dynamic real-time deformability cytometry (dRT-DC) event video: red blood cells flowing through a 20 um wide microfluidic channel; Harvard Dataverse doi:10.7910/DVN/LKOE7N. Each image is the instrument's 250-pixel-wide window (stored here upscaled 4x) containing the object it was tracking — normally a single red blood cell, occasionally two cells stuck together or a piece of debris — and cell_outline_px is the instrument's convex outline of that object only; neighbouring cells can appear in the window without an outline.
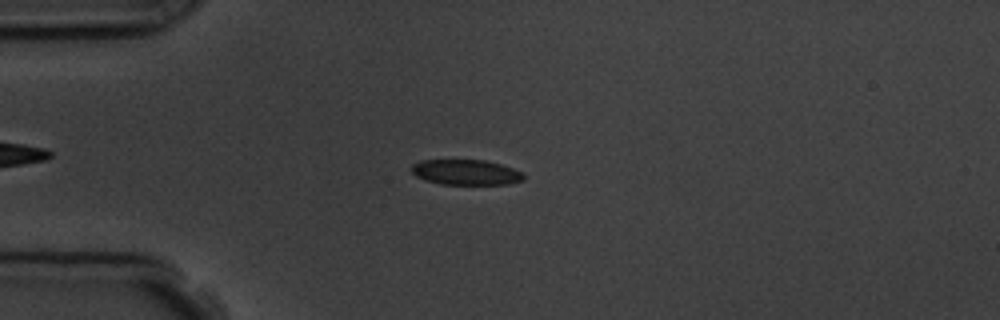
{"species": "common noctule bat (a hibernating species)", "species_latin": "Nyctalus noctula", "temperature_condition": "room temperature", "stored_images_in_passage": 6, "camera_frame_rate_fps": 3000, "um_per_image_px": 0.085, "animal": {"sex": "male", "body_mass_g": 19.5, "forearm_length_mm": 54.6}, "frame": {"image": 1, "passage_image": 4, "time_ms": 4.333, "image_size_px": [1000, 320], "cell_outline_px": [[524, 180], [508, 184], [440, 184], [424, 180], [416, 176], [412, 172], [412, 164], [420, 160], [484, 160], [500, 164], [524, 172]], "centroid_in_image_um": [39.61, 14.64], "position_along_channel_um": 45.4, "area_um2": 16.59}}